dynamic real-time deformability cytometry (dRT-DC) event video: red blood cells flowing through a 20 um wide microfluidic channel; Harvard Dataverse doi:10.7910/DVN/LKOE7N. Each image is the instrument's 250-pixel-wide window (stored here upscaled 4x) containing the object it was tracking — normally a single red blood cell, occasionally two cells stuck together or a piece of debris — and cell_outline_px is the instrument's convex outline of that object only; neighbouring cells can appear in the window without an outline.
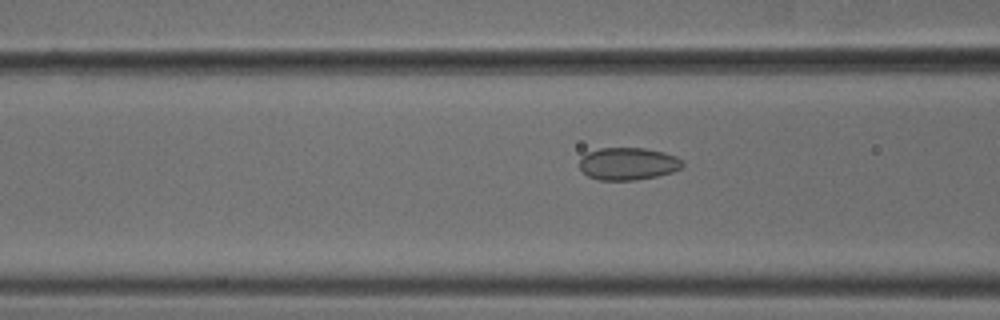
{"species": "common noctule bat (a hibernating species)", "species_latin": "Nyctalus noctula", "temperature_condition": "cold", "stored_images_in_passage": 53, "camera_frame_rate_fps": 3000, "um_per_image_px": 0.085, "animal": {"sex": "male", "body_mass_g": 18.8}, "frame": {"image": 1, "passage_image": 21, "time_ms": 6.667, "image_size_px": [1000, 320], "cell_outline_px": [[684, 164], [680, 168], [672, 172], [656, 176], [636, 180], [600, 180], [588, 176], [580, 168], [580, 160], [588, 152], [600, 148], [644, 148], [664, 152], [676, 156], [684, 160]], "centroid_in_image_um": [53.41, 13.91], "position_along_channel_um": 113.2, "area_um2": 19.42}}
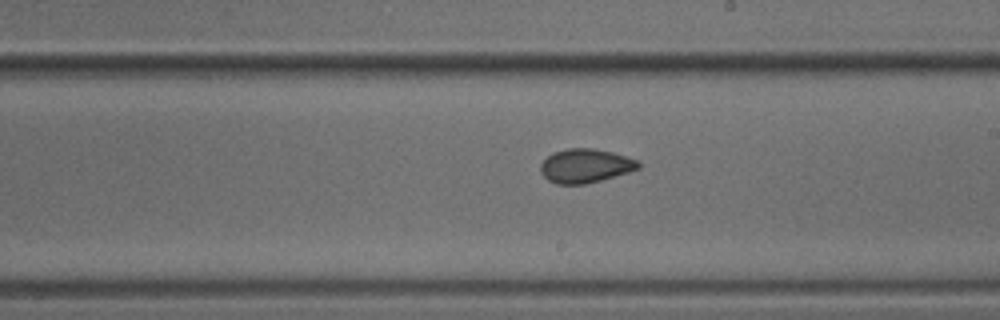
{"frame": {"image": 2, "passage_image": 31, "time_ms": 10.0, "image_size_px": [1000, 320], "cell_outline_px": [[640, 168], [628, 172], [600, 180], [584, 184], [556, 184], [548, 180], [540, 172], [540, 164], [552, 152], [568, 148], [592, 148], [612, 152], [636, 160], [640, 164]], "centroid_in_image_um": [49.71, 14.09], "position_along_channel_um": 239.3, "area_um2": 19.19}}
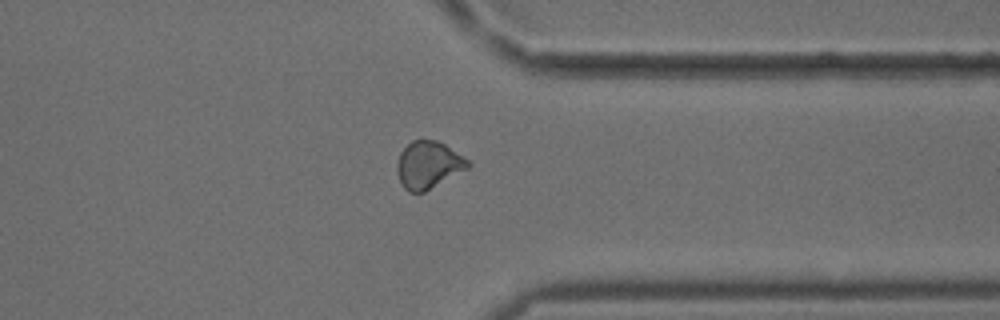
{"frame": {"image": 3, "passage_image": 42, "time_ms": 13.667, "image_size_px": [1000, 320], "cell_outline_px": [[472, 164], [468, 168], [424, 192], [408, 192], [404, 188], [400, 180], [396, 168], [396, 164], [400, 152], [412, 140], [436, 140], [444, 144], [468, 160]], "centroid_in_image_um": [36.39, 14.02], "position_along_channel_um": 375.0, "area_um2": 19.31}, "authors_computed_cell_mechanics": {"area_um2": 19.4208, "velocity_mm_per_s": 3.7745, "shape_relaxation_time_tau1_ms": null, "shape_relaxation_time_tau2_ms": 2.0797, "deformation_change_tau1": null, "deformation_change_tau2": 0.065}}